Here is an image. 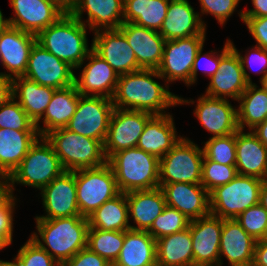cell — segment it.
<instances>
[{
	"mask_svg": "<svg viewBox=\"0 0 267 266\" xmlns=\"http://www.w3.org/2000/svg\"><path fill=\"white\" fill-rule=\"evenodd\" d=\"M206 29L189 0H170L159 33L168 41L206 34Z\"/></svg>",
	"mask_w": 267,
	"mask_h": 266,
	"instance_id": "26",
	"label": "cell"
},
{
	"mask_svg": "<svg viewBox=\"0 0 267 266\" xmlns=\"http://www.w3.org/2000/svg\"><path fill=\"white\" fill-rule=\"evenodd\" d=\"M235 166L240 175L267 180V148L251 130L236 132Z\"/></svg>",
	"mask_w": 267,
	"mask_h": 266,
	"instance_id": "28",
	"label": "cell"
},
{
	"mask_svg": "<svg viewBox=\"0 0 267 266\" xmlns=\"http://www.w3.org/2000/svg\"><path fill=\"white\" fill-rule=\"evenodd\" d=\"M70 13L92 32L118 29L124 22V0H77Z\"/></svg>",
	"mask_w": 267,
	"mask_h": 266,
	"instance_id": "24",
	"label": "cell"
},
{
	"mask_svg": "<svg viewBox=\"0 0 267 266\" xmlns=\"http://www.w3.org/2000/svg\"><path fill=\"white\" fill-rule=\"evenodd\" d=\"M75 69L35 42L24 77L39 85L62 89L74 84Z\"/></svg>",
	"mask_w": 267,
	"mask_h": 266,
	"instance_id": "14",
	"label": "cell"
},
{
	"mask_svg": "<svg viewBox=\"0 0 267 266\" xmlns=\"http://www.w3.org/2000/svg\"><path fill=\"white\" fill-rule=\"evenodd\" d=\"M82 67L80 77L76 75L74 77L78 92L81 95L104 96L112 99L119 78L114 69L93 49L75 70H80Z\"/></svg>",
	"mask_w": 267,
	"mask_h": 266,
	"instance_id": "17",
	"label": "cell"
},
{
	"mask_svg": "<svg viewBox=\"0 0 267 266\" xmlns=\"http://www.w3.org/2000/svg\"><path fill=\"white\" fill-rule=\"evenodd\" d=\"M61 266H112L103 257L85 247Z\"/></svg>",
	"mask_w": 267,
	"mask_h": 266,
	"instance_id": "49",
	"label": "cell"
},
{
	"mask_svg": "<svg viewBox=\"0 0 267 266\" xmlns=\"http://www.w3.org/2000/svg\"><path fill=\"white\" fill-rule=\"evenodd\" d=\"M238 175L235 165L219 164L205 156L202 162L201 185L210 192L215 187L229 183Z\"/></svg>",
	"mask_w": 267,
	"mask_h": 266,
	"instance_id": "42",
	"label": "cell"
},
{
	"mask_svg": "<svg viewBox=\"0 0 267 266\" xmlns=\"http://www.w3.org/2000/svg\"><path fill=\"white\" fill-rule=\"evenodd\" d=\"M35 222L37 232L33 231L30 238L60 265L87 247V217L35 219Z\"/></svg>",
	"mask_w": 267,
	"mask_h": 266,
	"instance_id": "2",
	"label": "cell"
},
{
	"mask_svg": "<svg viewBox=\"0 0 267 266\" xmlns=\"http://www.w3.org/2000/svg\"><path fill=\"white\" fill-rule=\"evenodd\" d=\"M190 221L177 209L166 206L147 231L155 240L188 228Z\"/></svg>",
	"mask_w": 267,
	"mask_h": 266,
	"instance_id": "40",
	"label": "cell"
},
{
	"mask_svg": "<svg viewBox=\"0 0 267 266\" xmlns=\"http://www.w3.org/2000/svg\"><path fill=\"white\" fill-rule=\"evenodd\" d=\"M6 26H7V18H4V15L0 10V33Z\"/></svg>",
	"mask_w": 267,
	"mask_h": 266,
	"instance_id": "59",
	"label": "cell"
},
{
	"mask_svg": "<svg viewBox=\"0 0 267 266\" xmlns=\"http://www.w3.org/2000/svg\"><path fill=\"white\" fill-rule=\"evenodd\" d=\"M114 108L110 98L80 95L77 109L65 128L104 144Z\"/></svg>",
	"mask_w": 267,
	"mask_h": 266,
	"instance_id": "10",
	"label": "cell"
},
{
	"mask_svg": "<svg viewBox=\"0 0 267 266\" xmlns=\"http://www.w3.org/2000/svg\"><path fill=\"white\" fill-rule=\"evenodd\" d=\"M46 139L53 146L65 171L96 168L107 163L104 144L66 128L51 131Z\"/></svg>",
	"mask_w": 267,
	"mask_h": 266,
	"instance_id": "5",
	"label": "cell"
},
{
	"mask_svg": "<svg viewBox=\"0 0 267 266\" xmlns=\"http://www.w3.org/2000/svg\"><path fill=\"white\" fill-rule=\"evenodd\" d=\"M153 116L154 114L146 111L114 108L104 142L107 160L114 153L137 147L138 139L144 131L146 123Z\"/></svg>",
	"mask_w": 267,
	"mask_h": 266,
	"instance_id": "13",
	"label": "cell"
},
{
	"mask_svg": "<svg viewBox=\"0 0 267 266\" xmlns=\"http://www.w3.org/2000/svg\"><path fill=\"white\" fill-rule=\"evenodd\" d=\"M241 0H199L201 11L199 13L201 21L205 27L207 25L203 21V15H213L220 26H224L229 18L237 11Z\"/></svg>",
	"mask_w": 267,
	"mask_h": 266,
	"instance_id": "46",
	"label": "cell"
},
{
	"mask_svg": "<svg viewBox=\"0 0 267 266\" xmlns=\"http://www.w3.org/2000/svg\"><path fill=\"white\" fill-rule=\"evenodd\" d=\"M204 45L198 50L191 72V86L197 82L198 71L208 76L215 75L219 69L220 51L211 50L202 53Z\"/></svg>",
	"mask_w": 267,
	"mask_h": 266,
	"instance_id": "47",
	"label": "cell"
},
{
	"mask_svg": "<svg viewBox=\"0 0 267 266\" xmlns=\"http://www.w3.org/2000/svg\"><path fill=\"white\" fill-rule=\"evenodd\" d=\"M36 35L7 26L0 33V65L7 71L0 74L11 79L24 76Z\"/></svg>",
	"mask_w": 267,
	"mask_h": 266,
	"instance_id": "19",
	"label": "cell"
},
{
	"mask_svg": "<svg viewBox=\"0 0 267 266\" xmlns=\"http://www.w3.org/2000/svg\"><path fill=\"white\" fill-rule=\"evenodd\" d=\"M88 218L89 227L103 231H126L130 229L126 193L104 202Z\"/></svg>",
	"mask_w": 267,
	"mask_h": 266,
	"instance_id": "35",
	"label": "cell"
},
{
	"mask_svg": "<svg viewBox=\"0 0 267 266\" xmlns=\"http://www.w3.org/2000/svg\"><path fill=\"white\" fill-rule=\"evenodd\" d=\"M203 158V148L183 136L160 158L159 184H201Z\"/></svg>",
	"mask_w": 267,
	"mask_h": 266,
	"instance_id": "8",
	"label": "cell"
},
{
	"mask_svg": "<svg viewBox=\"0 0 267 266\" xmlns=\"http://www.w3.org/2000/svg\"><path fill=\"white\" fill-rule=\"evenodd\" d=\"M256 240L235 219H223L219 249V264L222 257L230 266H252Z\"/></svg>",
	"mask_w": 267,
	"mask_h": 266,
	"instance_id": "25",
	"label": "cell"
},
{
	"mask_svg": "<svg viewBox=\"0 0 267 266\" xmlns=\"http://www.w3.org/2000/svg\"><path fill=\"white\" fill-rule=\"evenodd\" d=\"M80 95L75 84L54 91L51 101L40 119L42 121L35 124L41 137H45L51 131L66 127L77 109ZM41 122L44 126L40 125Z\"/></svg>",
	"mask_w": 267,
	"mask_h": 266,
	"instance_id": "30",
	"label": "cell"
},
{
	"mask_svg": "<svg viewBox=\"0 0 267 266\" xmlns=\"http://www.w3.org/2000/svg\"><path fill=\"white\" fill-rule=\"evenodd\" d=\"M55 90L24 76L12 79L13 98L35 124L43 117Z\"/></svg>",
	"mask_w": 267,
	"mask_h": 266,
	"instance_id": "32",
	"label": "cell"
},
{
	"mask_svg": "<svg viewBox=\"0 0 267 266\" xmlns=\"http://www.w3.org/2000/svg\"><path fill=\"white\" fill-rule=\"evenodd\" d=\"M251 131L258 137L263 146L267 148V119Z\"/></svg>",
	"mask_w": 267,
	"mask_h": 266,
	"instance_id": "55",
	"label": "cell"
},
{
	"mask_svg": "<svg viewBox=\"0 0 267 266\" xmlns=\"http://www.w3.org/2000/svg\"><path fill=\"white\" fill-rule=\"evenodd\" d=\"M56 3L60 8H62L65 12H70L77 0H51Z\"/></svg>",
	"mask_w": 267,
	"mask_h": 266,
	"instance_id": "57",
	"label": "cell"
},
{
	"mask_svg": "<svg viewBox=\"0 0 267 266\" xmlns=\"http://www.w3.org/2000/svg\"><path fill=\"white\" fill-rule=\"evenodd\" d=\"M77 202L80 215L90 216L104 202L120 191L113 170L108 163L75 171Z\"/></svg>",
	"mask_w": 267,
	"mask_h": 266,
	"instance_id": "9",
	"label": "cell"
},
{
	"mask_svg": "<svg viewBox=\"0 0 267 266\" xmlns=\"http://www.w3.org/2000/svg\"><path fill=\"white\" fill-rule=\"evenodd\" d=\"M20 266H61L30 237L16 255Z\"/></svg>",
	"mask_w": 267,
	"mask_h": 266,
	"instance_id": "45",
	"label": "cell"
},
{
	"mask_svg": "<svg viewBox=\"0 0 267 266\" xmlns=\"http://www.w3.org/2000/svg\"><path fill=\"white\" fill-rule=\"evenodd\" d=\"M197 266H222V265L216 264V265H197Z\"/></svg>",
	"mask_w": 267,
	"mask_h": 266,
	"instance_id": "62",
	"label": "cell"
},
{
	"mask_svg": "<svg viewBox=\"0 0 267 266\" xmlns=\"http://www.w3.org/2000/svg\"><path fill=\"white\" fill-rule=\"evenodd\" d=\"M39 137L38 131L0 128V176H10Z\"/></svg>",
	"mask_w": 267,
	"mask_h": 266,
	"instance_id": "31",
	"label": "cell"
},
{
	"mask_svg": "<svg viewBox=\"0 0 267 266\" xmlns=\"http://www.w3.org/2000/svg\"><path fill=\"white\" fill-rule=\"evenodd\" d=\"M93 50L101 56L119 75L141 70L135 53L125 35L119 29L93 32Z\"/></svg>",
	"mask_w": 267,
	"mask_h": 266,
	"instance_id": "20",
	"label": "cell"
},
{
	"mask_svg": "<svg viewBox=\"0 0 267 266\" xmlns=\"http://www.w3.org/2000/svg\"><path fill=\"white\" fill-rule=\"evenodd\" d=\"M118 29L133 49L138 66L141 69L157 70L163 59L166 42L163 36L158 31L133 22H123Z\"/></svg>",
	"mask_w": 267,
	"mask_h": 266,
	"instance_id": "22",
	"label": "cell"
},
{
	"mask_svg": "<svg viewBox=\"0 0 267 266\" xmlns=\"http://www.w3.org/2000/svg\"><path fill=\"white\" fill-rule=\"evenodd\" d=\"M153 78L162 79L158 70L141 69L119 76L112 97L115 108L146 111L154 115L168 114L167 109L178 105V96L170 92L169 86Z\"/></svg>",
	"mask_w": 267,
	"mask_h": 266,
	"instance_id": "1",
	"label": "cell"
},
{
	"mask_svg": "<svg viewBox=\"0 0 267 266\" xmlns=\"http://www.w3.org/2000/svg\"><path fill=\"white\" fill-rule=\"evenodd\" d=\"M18 198H14L4 209L0 210V240L8 247L13 242L14 212Z\"/></svg>",
	"mask_w": 267,
	"mask_h": 266,
	"instance_id": "48",
	"label": "cell"
},
{
	"mask_svg": "<svg viewBox=\"0 0 267 266\" xmlns=\"http://www.w3.org/2000/svg\"><path fill=\"white\" fill-rule=\"evenodd\" d=\"M262 179L238 174L229 183L209 192L210 214L222 219H236L243 211L259 204Z\"/></svg>",
	"mask_w": 267,
	"mask_h": 266,
	"instance_id": "7",
	"label": "cell"
},
{
	"mask_svg": "<svg viewBox=\"0 0 267 266\" xmlns=\"http://www.w3.org/2000/svg\"><path fill=\"white\" fill-rule=\"evenodd\" d=\"M112 266H157L156 240L141 230H126L124 244Z\"/></svg>",
	"mask_w": 267,
	"mask_h": 266,
	"instance_id": "33",
	"label": "cell"
},
{
	"mask_svg": "<svg viewBox=\"0 0 267 266\" xmlns=\"http://www.w3.org/2000/svg\"><path fill=\"white\" fill-rule=\"evenodd\" d=\"M253 8L241 10L238 14L243 22V18H257L267 16V0H251Z\"/></svg>",
	"mask_w": 267,
	"mask_h": 266,
	"instance_id": "52",
	"label": "cell"
},
{
	"mask_svg": "<svg viewBox=\"0 0 267 266\" xmlns=\"http://www.w3.org/2000/svg\"><path fill=\"white\" fill-rule=\"evenodd\" d=\"M177 133L173 114L154 115L146 123L137 147L160 159L183 137Z\"/></svg>",
	"mask_w": 267,
	"mask_h": 266,
	"instance_id": "27",
	"label": "cell"
},
{
	"mask_svg": "<svg viewBox=\"0 0 267 266\" xmlns=\"http://www.w3.org/2000/svg\"><path fill=\"white\" fill-rule=\"evenodd\" d=\"M202 148L204 156L211 161L225 165L236 164V133L209 138Z\"/></svg>",
	"mask_w": 267,
	"mask_h": 266,
	"instance_id": "39",
	"label": "cell"
},
{
	"mask_svg": "<svg viewBox=\"0 0 267 266\" xmlns=\"http://www.w3.org/2000/svg\"><path fill=\"white\" fill-rule=\"evenodd\" d=\"M259 204L267 211V180L263 181L259 193Z\"/></svg>",
	"mask_w": 267,
	"mask_h": 266,
	"instance_id": "56",
	"label": "cell"
},
{
	"mask_svg": "<svg viewBox=\"0 0 267 266\" xmlns=\"http://www.w3.org/2000/svg\"><path fill=\"white\" fill-rule=\"evenodd\" d=\"M129 218L134 221L132 230L148 231L155 219L167 206L160 187L149 190H135L126 193Z\"/></svg>",
	"mask_w": 267,
	"mask_h": 266,
	"instance_id": "29",
	"label": "cell"
},
{
	"mask_svg": "<svg viewBox=\"0 0 267 266\" xmlns=\"http://www.w3.org/2000/svg\"><path fill=\"white\" fill-rule=\"evenodd\" d=\"M65 172L60 158L46 137H39L31 146L20 165L9 176L15 184L30 186L39 191Z\"/></svg>",
	"mask_w": 267,
	"mask_h": 266,
	"instance_id": "6",
	"label": "cell"
},
{
	"mask_svg": "<svg viewBox=\"0 0 267 266\" xmlns=\"http://www.w3.org/2000/svg\"><path fill=\"white\" fill-rule=\"evenodd\" d=\"M85 24L66 12L36 35V42L76 69L93 49L89 47Z\"/></svg>",
	"mask_w": 267,
	"mask_h": 266,
	"instance_id": "3",
	"label": "cell"
},
{
	"mask_svg": "<svg viewBox=\"0 0 267 266\" xmlns=\"http://www.w3.org/2000/svg\"><path fill=\"white\" fill-rule=\"evenodd\" d=\"M157 266H193L191 233L183 231L156 240Z\"/></svg>",
	"mask_w": 267,
	"mask_h": 266,
	"instance_id": "34",
	"label": "cell"
},
{
	"mask_svg": "<svg viewBox=\"0 0 267 266\" xmlns=\"http://www.w3.org/2000/svg\"><path fill=\"white\" fill-rule=\"evenodd\" d=\"M252 266H267V238L256 241Z\"/></svg>",
	"mask_w": 267,
	"mask_h": 266,
	"instance_id": "53",
	"label": "cell"
},
{
	"mask_svg": "<svg viewBox=\"0 0 267 266\" xmlns=\"http://www.w3.org/2000/svg\"><path fill=\"white\" fill-rule=\"evenodd\" d=\"M9 176H0V210L4 209L16 196Z\"/></svg>",
	"mask_w": 267,
	"mask_h": 266,
	"instance_id": "51",
	"label": "cell"
},
{
	"mask_svg": "<svg viewBox=\"0 0 267 266\" xmlns=\"http://www.w3.org/2000/svg\"><path fill=\"white\" fill-rule=\"evenodd\" d=\"M125 231L88 229L87 247L113 265L124 244Z\"/></svg>",
	"mask_w": 267,
	"mask_h": 266,
	"instance_id": "38",
	"label": "cell"
},
{
	"mask_svg": "<svg viewBox=\"0 0 267 266\" xmlns=\"http://www.w3.org/2000/svg\"><path fill=\"white\" fill-rule=\"evenodd\" d=\"M170 0H124V22L160 31Z\"/></svg>",
	"mask_w": 267,
	"mask_h": 266,
	"instance_id": "37",
	"label": "cell"
},
{
	"mask_svg": "<svg viewBox=\"0 0 267 266\" xmlns=\"http://www.w3.org/2000/svg\"><path fill=\"white\" fill-rule=\"evenodd\" d=\"M6 248V245L0 240V250Z\"/></svg>",
	"mask_w": 267,
	"mask_h": 266,
	"instance_id": "61",
	"label": "cell"
},
{
	"mask_svg": "<svg viewBox=\"0 0 267 266\" xmlns=\"http://www.w3.org/2000/svg\"><path fill=\"white\" fill-rule=\"evenodd\" d=\"M261 87L267 92V72L263 75V78L260 80Z\"/></svg>",
	"mask_w": 267,
	"mask_h": 266,
	"instance_id": "60",
	"label": "cell"
},
{
	"mask_svg": "<svg viewBox=\"0 0 267 266\" xmlns=\"http://www.w3.org/2000/svg\"><path fill=\"white\" fill-rule=\"evenodd\" d=\"M229 42L241 60L246 81L249 84L254 83L252 82L250 72L248 73L246 69H249V71L253 73L255 72L256 75L262 74L259 79L260 81L263 78V75L267 72V50L255 45L243 55V53L241 54L239 50H237L232 40L229 39Z\"/></svg>",
	"mask_w": 267,
	"mask_h": 266,
	"instance_id": "44",
	"label": "cell"
},
{
	"mask_svg": "<svg viewBox=\"0 0 267 266\" xmlns=\"http://www.w3.org/2000/svg\"><path fill=\"white\" fill-rule=\"evenodd\" d=\"M197 100V101H196ZM195 101L178 96V105L195 104L193 114L211 137H223L239 130L237 107L229 99L200 95Z\"/></svg>",
	"mask_w": 267,
	"mask_h": 266,
	"instance_id": "12",
	"label": "cell"
},
{
	"mask_svg": "<svg viewBox=\"0 0 267 266\" xmlns=\"http://www.w3.org/2000/svg\"><path fill=\"white\" fill-rule=\"evenodd\" d=\"M0 266H20L19 262L17 260V257L15 256L13 258V261H5L0 259Z\"/></svg>",
	"mask_w": 267,
	"mask_h": 266,
	"instance_id": "58",
	"label": "cell"
},
{
	"mask_svg": "<svg viewBox=\"0 0 267 266\" xmlns=\"http://www.w3.org/2000/svg\"><path fill=\"white\" fill-rule=\"evenodd\" d=\"M12 97V79L0 74V106Z\"/></svg>",
	"mask_w": 267,
	"mask_h": 266,
	"instance_id": "54",
	"label": "cell"
},
{
	"mask_svg": "<svg viewBox=\"0 0 267 266\" xmlns=\"http://www.w3.org/2000/svg\"><path fill=\"white\" fill-rule=\"evenodd\" d=\"M235 220L256 241L267 238V211L260 204L243 211Z\"/></svg>",
	"mask_w": 267,
	"mask_h": 266,
	"instance_id": "43",
	"label": "cell"
},
{
	"mask_svg": "<svg viewBox=\"0 0 267 266\" xmlns=\"http://www.w3.org/2000/svg\"><path fill=\"white\" fill-rule=\"evenodd\" d=\"M0 128L38 131L35 123L13 97L0 106Z\"/></svg>",
	"mask_w": 267,
	"mask_h": 266,
	"instance_id": "41",
	"label": "cell"
},
{
	"mask_svg": "<svg viewBox=\"0 0 267 266\" xmlns=\"http://www.w3.org/2000/svg\"><path fill=\"white\" fill-rule=\"evenodd\" d=\"M205 40L206 34H200L165 42L163 59L157 70L167 85L179 80L187 87L191 86L195 57Z\"/></svg>",
	"mask_w": 267,
	"mask_h": 266,
	"instance_id": "11",
	"label": "cell"
},
{
	"mask_svg": "<svg viewBox=\"0 0 267 266\" xmlns=\"http://www.w3.org/2000/svg\"><path fill=\"white\" fill-rule=\"evenodd\" d=\"M249 34L255 39L256 46L267 50V16L243 18Z\"/></svg>",
	"mask_w": 267,
	"mask_h": 266,
	"instance_id": "50",
	"label": "cell"
},
{
	"mask_svg": "<svg viewBox=\"0 0 267 266\" xmlns=\"http://www.w3.org/2000/svg\"><path fill=\"white\" fill-rule=\"evenodd\" d=\"M166 205L177 209L189 221L210 214L209 192L201 184H159Z\"/></svg>",
	"mask_w": 267,
	"mask_h": 266,
	"instance_id": "23",
	"label": "cell"
},
{
	"mask_svg": "<svg viewBox=\"0 0 267 266\" xmlns=\"http://www.w3.org/2000/svg\"><path fill=\"white\" fill-rule=\"evenodd\" d=\"M107 163L122 193L159 187L160 159L138 147L114 153Z\"/></svg>",
	"mask_w": 267,
	"mask_h": 266,
	"instance_id": "4",
	"label": "cell"
},
{
	"mask_svg": "<svg viewBox=\"0 0 267 266\" xmlns=\"http://www.w3.org/2000/svg\"><path fill=\"white\" fill-rule=\"evenodd\" d=\"M14 16L7 24L37 35L66 12L51 0H9Z\"/></svg>",
	"mask_w": 267,
	"mask_h": 266,
	"instance_id": "18",
	"label": "cell"
},
{
	"mask_svg": "<svg viewBox=\"0 0 267 266\" xmlns=\"http://www.w3.org/2000/svg\"><path fill=\"white\" fill-rule=\"evenodd\" d=\"M40 191L46 214L36 216L35 219L81 216L77 202L75 171H65Z\"/></svg>",
	"mask_w": 267,
	"mask_h": 266,
	"instance_id": "16",
	"label": "cell"
},
{
	"mask_svg": "<svg viewBox=\"0 0 267 266\" xmlns=\"http://www.w3.org/2000/svg\"><path fill=\"white\" fill-rule=\"evenodd\" d=\"M221 50L218 72L209 78L205 95L237 101L249 83L245 79L241 60L231 47L229 39Z\"/></svg>",
	"mask_w": 267,
	"mask_h": 266,
	"instance_id": "15",
	"label": "cell"
},
{
	"mask_svg": "<svg viewBox=\"0 0 267 266\" xmlns=\"http://www.w3.org/2000/svg\"><path fill=\"white\" fill-rule=\"evenodd\" d=\"M237 102L239 130H252L267 119V92L257 84H248Z\"/></svg>",
	"mask_w": 267,
	"mask_h": 266,
	"instance_id": "36",
	"label": "cell"
},
{
	"mask_svg": "<svg viewBox=\"0 0 267 266\" xmlns=\"http://www.w3.org/2000/svg\"><path fill=\"white\" fill-rule=\"evenodd\" d=\"M223 219L212 214L190 221L193 266L219 264Z\"/></svg>",
	"mask_w": 267,
	"mask_h": 266,
	"instance_id": "21",
	"label": "cell"
}]
</instances>
